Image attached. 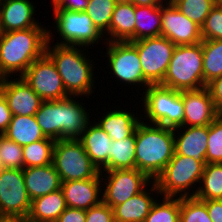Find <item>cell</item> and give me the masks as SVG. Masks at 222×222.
<instances>
[{
  "label": "cell",
  "mask_w": 222,
  "mask_h": 222,
  "mask_svg": "<svg viewBox=\"0 0 222 222\" xmlns=\"http://www.w3.org/2000/svg\"><path fill=\"white\" fill-rule=\"evenodd\" d=\"M205 86L222 76V40H202Z\"/></svg>",
  "instance_id": "4dcf8cb0"
},
{
  "label": "cell",
  "mask_w": 222,
  "mask_h": 222,
  "mask_svg": "<svg viewBox=\"0 0 222 222\" xmlns=\"http://www.w3.org/2000/svg\"><path fill=\"white\" fill-rule=\"evenodd\" d=\"M170 0H132L136 6L162 5Z\"/></svg>",
  "instance_id": "bcb514c9"
},
{
  "label": "cell",
  "mask_w": 222,
  "mask_h": 222,
  "mask_svg": "<svg viewBox=\"0 0 222 222\" xmlns=\"http://www.w3.org/2000/svg\"><path fill=\"white\" fill-rule=\"evenodd\" d=\"M213 103L218 109L222 105V76L215 78L206 85Z\"/></svg>",
  "instance_id": "7bdbcfd3"
},
{
  "label": "cell",
  "mask_w": 222,
  "mask_h": 222,
  "mask_svg": "<svg viewBox=\"0 0 222 222\" xmlns=\"http://www.w3.org/2000/svg\"><path fill=\"white\" fill-rule=\"evenodd\" d=\"M159 85L178 91L205 88L202 43L175 46L165 77Z\"/></svg>",
  "instance_id": "5b68a950"
},
{
  "label": "cell",
  "mask_w": 222,
  "mask_h": 222,
  "mask_svg": "<svg viewBox=\"0 0 222 222\" xmlns=\"http://www.w3.org/2000/svg\"><path fill=\"white\" fill-rule=\"evenodd\" d=\"M206 164L174 152L172 159L154 180L160 196L194 197Z\"/></svg>",
  "instance_id": "52a82bcc"
},
{
  "label": "cell",
  "mask_w": 222,
  "mask_h": 222,
  "mask_svg": "<svg viewBox=\"0 0 222 222\" xmlns=\"http://www.w3.org/2000/svg\"><path fill=\"white\" fill-rule=\"evenodd\" d=\"M61 190L67 207L88 210L102 201L101 178L62 182Z\"/></svg>",
  "instance_id": "ffe728a7"
},
{
  "label": "cell",
  "mask_w": 222,
  "mask_h": 222,
  "mask_svg": "<svg viewBox=\"0 0 222 222\" xmlns=\"http://www.w3.org/2000/svg\"><path fill=\"white\" fill-rule=\"evenodd\" d=\"M12 113L8 107L7 101L2 96L0 98V135H3L11 122Z\"/></svg>",
  "instance_id": "ee69618b"
},
{
  "label": "cell",
  "mask_w": 222,
  "mask_h": 222,
  "mask_svg": "<svg viewBox=\"0 0 222 222\" xmlns=\"http://www.w3.org/2000/svg\"><path fill=\"white\" fill-rule=\"evenodd\" d=\"M138 104V108L136 107L135 109L134 107L132 110L131 107H129L130 110H128V107L126 110V108H119L121 107L120 105H117L116 107L112 105V108L108 109L109 111L104 109L105 112L102 113L103 115L98 112L102 117L99 116V114H95L93 119L95 118L94 120H96V118H98L96 123L108 134L112 141H119L131 136L135 132L138 124L141 122L142 116L140 111L141 109H139L140 103ZM137 109L139 110L136 111Z\"/></svg>",
  "instance_id": "e0dca14e"
},
{
  "label": "cell",
  "mask_w": 222,
  "mask_h": 222,
  "mask_svg": "<svg viewBox=\"0 0 222 222\" xmlns=\"http://www.w3.org/2000/svg\"><path fill=\"white\" fill-rule=\"evenodd\" d=\"M179 222H212L206 205L195 197L180 198Z\"/></svg>",
  "instance_id": "d590c367"
},
{
  "label": "cell",
  "mask_w": 222,
  "mask_h": 222,
  "mask_svg": "<svg viewBox=\"0 0 222 222\" xmlns=\"http://www.w3.org/2000/svg\"><path fill=\"white\" fill-rule=\"evenodd\" d=\"M53 36L52 31L48 29L45 54L53 61L62 78L66 93L69 96L89 99L97 88L94 86L97 78L94 74L96 73V70L94 72L95 57L93 59L89 54L90 51L88 52V48L86 51L85 47L54 44Z\"/></svg>",
  "instance_id": "6da1fadb"
},
{
  "label": "cell",
  "mask_w": 222,
  "mask_h": 222,
  "mask_svg": "<svg viewBox=\"0 0 222 222\" xmlns=\"http://www.w3.org/2000/svg\"><path fill=\"white\" fill-rule=\"evenodd\" d=\"M24 222H38V221H34V220L30 219L29 217H25Z\"/></svg>",
  "instance_id": "681fc988"
},
{
  "label": "cell",
  "mask_w": 222,
  "mask_h": 222,
  "mask_svg": "<svg viewBox=\"0 0 222 222\" xmlns=\"http://www.w3.org/2000/svg\"><path fill=\"white\" fill-rule=\"evenodd\" d=\"M187 18L202 26L217 0H170Z\"/></svg>",
  "instance_id": "e575fe53"
},
{
  "label": "cell",
  "mask_w": 222,
  "mask_h": 222,
  "mask_svg": "<svg viewBox=\"0 0 222 222\" xmlns=\"http://www.w3.org/2000/svg\"><path fill=\"white\" fill-rule=\"evenodd\" d=\"M203 40H222V3H216L201 26Z\"/></svg>",
  "instance_id": "f35d334b"
},
{
  "label": "cell",
  "mask_w": 222,
  "mask_h": 222,
  "mask_svg": "<svg viewBox=\"0 0 222 222\" xmlns=\"http://www.w3.org/2000/svg\"><path fill=\"white\" fill-rule=\"evenodd\" d=\"M3 135L20 146L46 138L37 124L35 116H12L11 122Z\"/></svg>",
  "instance_id": "4316f807"
},
{
  "label": "cell",
  "mask_w": 222,
  "mask_h": 222,
  "mask_svg": "<svg viewBox=\"0 0 222 222\" xmlns=\"http://www.w3.org/2000/svg\"><path fill=\"white\" fill-rule=\"evenodd\" d=\"M159 198L153 203L144 222H179L180 197Z\"/></svg>",
  "instance_id": "836d02e7"
},
{
  "label": "cell",
  "mask_w": 222,
  "mask_h": 222,
  "mask_svg": "<svg viewBox=\"0 0 222 222\" xmlns=\"http://www.w3.org/2000/svg\"><path fill=\"white\" fill-rule=\"evenodd\" d=\"M135 141V168L155 180L174 155L173 128L141 120L135 130Z\"/></svg>",
  "instance_id": "277c9868"
},
{
  "label": "cell",
  "mask_w": 222,
  "mask_h": 222,
  "mask_svg": "<svg viewBox=\"0 0 222 222\" xmlns=\"http://www.w3.org/2000/svg\"><path fill=\"white\" fill-rule=\"evenodd\" d=\"M117 3L120 2H127V3H132V0H116Z\"/></svg>",
  "instance_id": "f907efd6"
},
{
  "label": "cell",
  "mask_w": 222,
  "mask_h": 222,
  "mask_svg": "<svg viewBox=\"0 0 222 222\" xmlns=\"http://www.w3.org/2000/svg\"><path fill=\"white\" fill-rule=\"evenodd\" d=\"M66 208L64 195L60 189L32 200L28 217L38 222H56Z\"/></svg>",
  "instance_id": "484cf974"
},
{
  "label": "cell",
  "mask_w": 222,
  "mask_h": 222,
  "mask_svg": "<svg viewBox=\"0 0 222 222\" xmlns=\"http://www.w3.org/2000/svg\"><path fill=\"white\" fill-rule=\"evenodd\" d=\"M3 96L2 94V89H1V86H0V98Z\"/></svg>",
  "instance_id": "816d5d0a"
},
{
  "label": "cell",
  "mask_w": 222,
  "mask_h": 222,
  "mask_svg": "<svg viewBox=\"0 0 222 222\" xmlns=\"http://www.w3.org/2000/svg\"><path fill=\"white\" fill-rule=\"evenodd\" d=\"M138 51L144 78L151 85L160 84L167 72L175 48L166 37H151L130 42Z\"/></svg>",
  "instance_id": "7c38bea8"
},
{
  "label": "cell",
  "mask_w": 222,
  "mask_h": 222,
  "mask_svg": "<svg viewBox=\"0 0 222 222\" xmlns=\"http://www.w3.org/2000/svg\"><path fill=\"white\" fill-rule=\"evenodd\" d=\"M48 26L0 33V75L3 78L22 76L45 54L48 29H51Z\"/></svg>",
  "instance_id": "7a4b0ae2"
},
{
  "label": "cell",
  "mask_w": 222,
  "mask_h": 222,
  "mask_svg": "<svg viewBox=\"0 0 222 222\" xmlns=\"http://www.w3.org/2000/svg\"><path fill=\"white\" fill-rule=\"evenodd\" d=\"M31 200L28 196L23 169H0V215L2 217H28Z\"/></svg>",
  "instance_id": "4fadbf2b"
},
{
  "label": "cell",
  "mask_w": 222,
  "mask_h": 222,
  "mask_svg": "<svg viewBox=\"0 0 222 222\" xmlns=\"http://www.w3.org/2000/svg\"><path fill=\"white\" fill-rule=\"evenodd\" d=\"M21 77L43 101L69 97L53 61L46 54L36 59Z\"/></svg>",
  "instance_id": "5bb4252c"
},
{
  "label": "cell",
  "mask_w": 222,
  "mask_h": 222,
  "mask_svg": "<svg viewBox=\"0 0 222 222\" xmlns=\"http://www.w3.org/2000/svg\"><path fill=\"white\" fill-rule=\"evenodd\" d=\"M116 3V0H89L85 9V12L93 24L105 36L107 42H109V24Z\"/></svg>",
  "instance_id": "d6a6232c"
},
{
  "label": "cell",
  "mask_w": 222,
  "mask_h": 222,
  "mask_svg": "<svg viewBox=\"0 0 222 222\" xmlns=\"http://www.w3.org/2000/svg\"><path fill=\"white\" fill-rule=\"evenodd\" d=\"M36 8L32 0H0V33L46 27L34 17Z\"/></svg>",
  "instance_id": "d6986e66"
},
{
  "label": "cell",
  "mask_w": 222,
  "mask_h": 222,
  "mask_svg": "<svg viewBox=\"0 0 222 222\" xmlns=\"http://www.w3.org/2000/svg\"><path fill=\"white\" fill-rule=\"evenodd\" d=\"M86 210L67 207L56 222H85Z\"/></svg>",
  "instance_id": "b9f144b4"
},
{
  "label": "cell",
  "mask_w": 222,
  "mask_h": 222,
  "mask_svg": "<svg viewBox=\"0 0 222 222\" xmlns=\"http://www.w3.org/2000/svg\"><path fill=\"white\" fill-rule=\"evenodd\" d=\"M194 197L201 201L222 200V163H207L205 165Z\"/></svg>",
  "instance_id": "f546056e"
},
{
  "label": "cell",
  "mask_w": 222,
  "mask_h": 222,
  "mask_svg": "<svg viewBox=\"0 0 222 222\" xmlns=\"http://www.w3.org/2000/svg\"><path fill=\"white\" fill-rule=\"evenodd\" d=\"M23 177L30 200L61 189L62 181L54 165L23 169Z\"/></svg>",
  "instance_id": "603a6c76"
},
{
  "label": "cell",
  "mask_w": 222,
  "mask_h": 222,
  "mask_svg": "<svg viewBox=\"0 0 222 222\" xmlns=\"http://www.w3.org/2000/svg\"><path fill=\"white\" fill-rule=\"evenodd\" d=\"M0 222H24V218H21V217H1Z\"/></svg>",
  "instance_id": "7dc6e473"
},
{
  "label": "cell",
  "mask_w": 222,
  "mask_h": 222,
  "mask_svg": "<svg viewBox=\"0 0 222 222\" xmlns=\"http://www.w3.org/2000/svg\"><path fill=\"white\" fill-rule=\"evenodd\" d=\"M173 131L176 154L206 162L209 126H179Z\"/></svg>",
  "instance_id": "7402d4cb"
},
{
  "label": "cell",
  "mask_w": 222,
  "mask_h": 222,
  "mask_svg": "<svg viewBox=\"0 0 222 222\" xmlns=\"http://www.w3.org/2000/svg\"><path fill=\"white\" fill-rule=\"evenodd\" d=\"M81 100L83 102L84 97L69 96L62 100L43 101L35 118L44 136L55 141L78 139L93 117L91 109L88 112L89 108Z\"/></svg>",
  "instance_id": "3957f363"
},
{
  "label": "cell",
  "mask_w": 222,
  "mask_h": 222,
  "mask_svg": "<svg viewBox=\"0 0 222 222\" xmlns=\"http://www.w3.org/2000/svg\"><path fill=\"white\" fill-rule=\"evenodd\" d=\"M212 222H222V200H203Z\"/></svg>",
  "instance_id": "f6af8a7d"
},
{
  "label": "cell",
  "mask_w": 222,
  "mask_h": 222,
  "mask_svg": "<svg viewBox=\"0 0 222 222\" xmlns=\"http://www.w3.org/2000/svg\"><path fill=\"white\" fill-rule=\"evenodd\" d=\"M2 78H3V77L0 75V85H1Z\"/></svg>",
  "instance_id": "f5cc1de1"
},
{
  "label": "cell",
  "mask_w": 222,
  "mask_h": 222,
  "mask_svg": "<svg viewBox=\"0 0 222 222\" xmlns=\"http://www.w3.org/2000/svg\"><path fill=\"white\" fill-rule=\"evenodd\" d=\"M135 148V132L125 139L112 141L108 163L100 172L135 168Z\"/></svg>",
  "instance_id": "f1b7e54d"
},
{
  "label": "cell",
  "mask_w": 222,
  "mask_h": 222,
  "mask_svg": "<svg viewBox=\"0 0 222 222\" xmlns=\"http://www.w3.org/2000/svg\"><path fill=\"white\" fill-rule=\"evenodd\" d=\"M217 117L222 120V105L217 109Z\"/></svg>",
  "instance_id": "c3c4849f"
},
{
  "label": "cell",
  "mask_w": 222,
  "mask_h": 222,
  "mask_svg": "<svg viewBox=\"0 0 222 222\" xmlns=\"http://www.w3.org/2000/svg\"><path fill=\"white\" fill-rule=\"evenodd\" d=\"M101 180L102 201L111 208L126 202L152 181L136 168L103 171Z\"/></svg>",
  "instance_id": "8fae6325"
},
{
  "label": "cell",
  "mask_w": 222,
  "mask_h": 222,
  "mask_svg": "<svg viewBox=\"0 0 222 222\" xmlns=\"http://www.w3.org/2000/svg\"><path fill=\"white\" fill-rule=\"evenodd\" d=\"M85 222H115L113 209L101 201L98 205L86 210Z\"/></svg>",
  "instance_id": "ab89813d"
},
{
  "label": "cell",
  "mask_w": 222,
  "mask_h": 222,
  "mask_svg": "<svg viewBox=\"0 0 222 222\" xmlns=\"http://www.w3.org/2000/svg\"><path fill=\"white\" fill-rule=\"evenodd\" d=\"M135 41L161 36V5L136 6Z\"/></svg>",
  "instance_id": "83f0119b"
},
{
  "label": "cell",
  "mask_w": 222,
  "mask_h": 222,
  "mask_svg": "<svg viewBox=\"0 0 222 222\" xmlns=\"http://www.w3.org/2000/svg\"><path fill=\"white\" fill-rule=\"evenodd\" d=\"M0 86L12 116H35L43 100L21 76L4 77Z\"/></svg>",
  "instance_id": "2e32d148"
},
{
  "label": "cell",
  "mask_w": 222,
  "mask_h": 222,
  "mask_svg": "<svg viewBox=\"0 0 222 222\" xmlns=\"http://www.w3.org/2000/svg\"><path fill=\"white\" fill-rule=\"evenodd\" d=\"M52 12L51 17L54 18L51 20L54 22L51 27H54L56 30L54 33L58 34L57 39H60L59 41L56 39L55 44L81 46L88 49H92L97 44H106L105 36L93 24L85 11L52 9Z\"/></svg>",
  "instance_id": "ba28073f"
},
{
  "label": "cell",
  "mask_w": 222,
  "mask_h": 222,
  "mask_svg": "<svg viewBox=\"0 0 222 222\" xmlns=\"http://www.w3.org/2000/svg\"><path fill=\"white\" fill-rule=\"evenodd\" d=\"M183 126H209L217 118V109L208 89L182 91Z\"/></svg>",
  "instance_id": "ac0fdd59"
},
{
  "label": "cell",
  "mask_w": 222,
  "mask_h": 222,
  "mask_svg": "<svg viewBox=\"0 0 222 222\" xmlns=\"http://www.w3.org/2000/svg\"><path fill=\"white\" fill-rule=\"evenodd\" d=\"M104 50L105 56L101 57H107L110 78L113 80L114 77L116 83L126 86L125 89L128 87L131 91L135 87L136 91L139 90L135 96L137 99L140 90L144 92L151 85L143 76L137 49L130 42H106Z\"/></svg>",
  "instance_id": "9c48e42d"
},
{
  "label": "cell",
  "mask_w": 222,
  "mask_h": 222,
  "mask_svg": "<svg viewBox=\"0 0 222 222\" xmlns=\"http://www.w3.org/2000/svg\"><path fill=\"white\" fill-rule=\"evenodd\" d=\"M55 140L45 139L22 146L24 168L46 166L52 163Z\"/></svg>",
  "instance_id": "1f68e13d"
},
{
  "label": "cell",
  "mask_w": 222,
  "mask_h": 222,
  "mask_svg": "<svg viewBox=\"0 0 222 222\" xmlns=\"http://www.w3.org/2000/svg\"><path fill=\"white\" fill-rule=\"evenodd\" d=\"M52 164L62 182L101 178V172L90 160L78 139L56 140Z\"/></svg>",
  "instance_id": "30bf717a"
},
{
  "label": "cell",
  "mask_w": 222,
  "mask_h": 222,
  "mask_svg": "<svg viewBox=\"0 0 222 222\" xmlns=\"http://www.w3.org/2000/svg\"><path fill=\"white\" fill-rule=\"evenodd\" d=\"M0 166L1 168L24 169L22 146L4 135H0Z\"/></svg>",
  "instance_id": "8d00e7d4"
},
{
  "label": "cell",
  "mask_w": 222,
  "mask_h": 222,
  "mask_svg": "<svg viewBox=\"0 0 222 222\" xmlns=\"http://www.w3.org/2000/svg\"><path fill=\"white\" fill-rule=\"evenodd\" d=\"M78 140L83 145L90 160L101 170L108 163L112 139L92 119Z\"/></svg>",
  "instance_id": "cb8c5ba5"
},
{
  "label": "cell",
  "mask_w": 222,
  "mask_h": 222,
  "mask_svg": "<svg viewBox=\"0 0 222 222\" xmlns=\"http://www.w3.org/2000/svg\"><path fill=\"white\" fill-rule=\"evenodd\" d=\"M158 197L159 190L152 180L141 192L112 208L115 222H144Z\"/></svg>",
  "instance_id": "44dd1931"
},
{
  "label": "cell",
  "mask_w": 222,
  "mask_h": 222,
  "mask_svg": "<svg viewBox=\"0 0 222 222\" xmlns=\"http://www.w3.org/2000/svg\"><path fill=\"white\" fill-rule=\"evenodd\" d=\"M161 16V36L176 46L202 42L201 27L182 14L171 1L161 5Z\"/></svg>",
  "instance_id": "9a60e30c"
},
{
  "label": "cell",
  "mask_w": 222,
  "mask_h": 222,
  "mask_svg": "<svg viewBox=\"0 0 222 222\" xmlns=\"http://www.w3.org/2000/svg\"><path fill=\"white\" fill-rule=\"evenodd\" d=\"M142 94V95H141ZM141 119L148 124H156L169 128L183 126L184 104L182 91L149 85L140 93ZM144 115V117H143Z\"/></svg>",
  "instance_id": "8992f818"
},
{
  "label": "cell",
  "mask_w": 222,
  "mask_h": 222,
  "mask_svg": "<svg viewBox=\"0 0 222 222\" xmlns=\"http://www.w3.org/2000/svg\"><path fill=\"white\" fill-rule=\"evenodd\" d=\"M52 9H65L69 11H85L89 0H51Z\"/></svg>",
  "instance_id": "60d3db41"
},
{
  "label": "cell",
  "mask_w": 222,
  "mask_h": 222,
  "mask_svg": "<svg viewBox=\"0 0 222 222\" xmlns=\"http://www.w3.org/2000/svg\"><path fill=\"white\" fill-rule=\"evenodd\" d=\"M207 163H222V120L218 117L209 125Z\"/></svg>",
  "instance_id": "74e56055"
},
{
  "label": "cell",
  "mask_w": 222,
  "mask_h": 222,
  "mask_svg": "<svg viewBox=\"0 0 222 222\" xmlns=\"http://www.w3.org/2000/svg\"><path fill=\"white\" fill-rule=\"evenodd\" d=\"M135 9L133 3H116L109 24V42L135 41Z\"/></svg>",
  "instance_id": "d4e9b609"
}]
</instances>
